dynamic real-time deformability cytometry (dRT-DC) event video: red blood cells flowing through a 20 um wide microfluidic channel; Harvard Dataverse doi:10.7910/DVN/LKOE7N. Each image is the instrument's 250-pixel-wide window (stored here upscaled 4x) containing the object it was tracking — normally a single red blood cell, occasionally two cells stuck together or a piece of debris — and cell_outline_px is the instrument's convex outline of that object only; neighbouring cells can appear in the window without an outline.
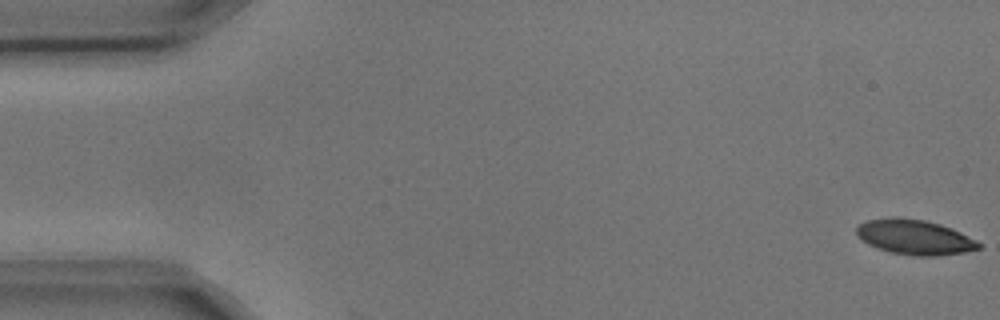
{"species": "common noctule bat (a hibernating species)", "species_latin": "Nyctalus noctula", "temperature_condition": "cold", "stored_images_in_passage": 5, "camera_frame_rate_fps": 3000, "um_per_image_px": 0.085, "animal": {"sex": "male", "body_mass_g": 17.9, "forearm_length_mm": 54.2}, "frame": {"image": 1, "passage_image": 1, "time_ms": 0.0, "image_size_px": [1000, 320], "cell_outline_px": [[980, 248], [964, 252], [936, 256], [916, 256], [892, 252], [868, 244], [856, 232], [856, 228], [860, 224], [868, 220], [892, 216], [896, 216], [924, 220], [940, 224], [952, 228], [976, 240], [980, 244]], "centroid_in_image_um": [77.76, 20.14], "position_along_channel_um": 7.2, "area_um2": 24.62}}
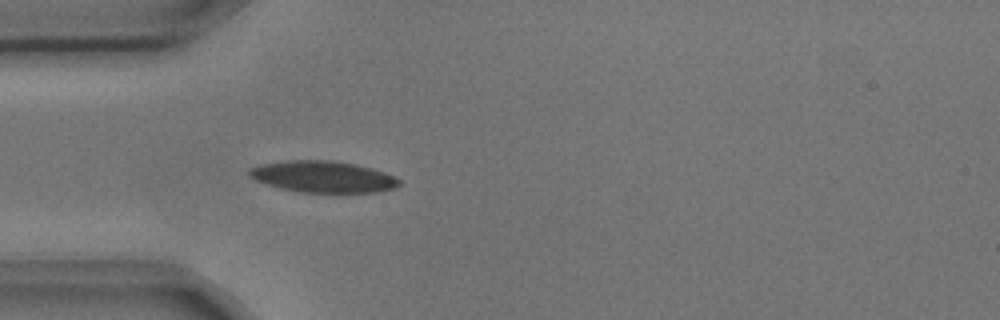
{"frame": {"image": 2, "passage_image": 5, "time_ms": 1.333, "image_size_px": [1000, 320], "cell_outline_px": [[400, 184], [396, 188], [376, 192], [300, 192], [280, 188], [256, 180], [248, 176], [248, 168], [260, 164], [284, 160], [332, 160], [356, 164], [372, 168], [384, 172], [400, 180]], "centroid_in_image_um": [27.43, 15.01], "position_along_channel_um": 57.6, "area_um2": 27.57}}